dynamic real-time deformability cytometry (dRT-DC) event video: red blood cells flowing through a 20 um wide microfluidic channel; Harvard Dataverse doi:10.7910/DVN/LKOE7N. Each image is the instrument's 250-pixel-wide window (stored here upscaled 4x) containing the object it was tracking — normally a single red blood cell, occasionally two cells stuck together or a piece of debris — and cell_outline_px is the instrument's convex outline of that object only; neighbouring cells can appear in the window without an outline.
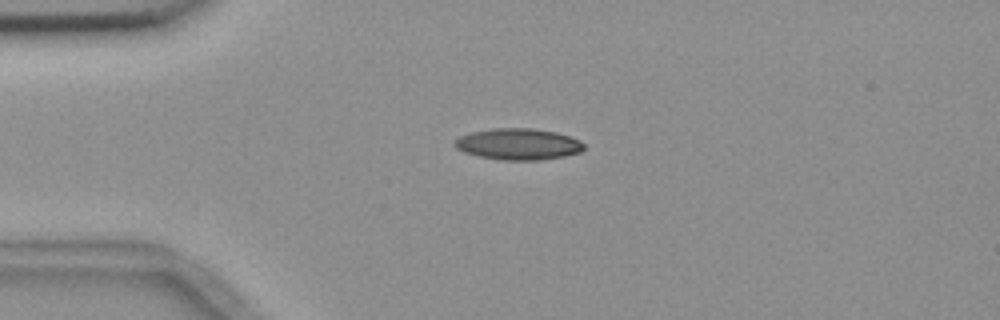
{"species": "common noctule bat (a hibernating species)", "species_latin": "Nyctalus noctula", "temperature_condition": "room temperature", "stored_images_in_passage": 4, "camera_frame_rate_fps": 3000, "um_per_image_px": 0.085, "animal": {"sex": "female", "body_mass_g": 18.4}, "frame": {"image": 1, "passage_image": 3, "time_ms": 2.667, "image_size_px": [1000, 320], "cell_outline_px": [[584, 148], [580, 152], [564, 156], [540, 160], [500, 160], [480, 156], [464, 152], [456, 148], [452, 144], [460, 136], [472, 132], [492, 128], [532, 128], [556, 132], [580, 140], [584, 144]], "centroid_in_image_um": [44.05, 12.25], "position_along_channel_um": 41.0, "area_um2": 23.58}}